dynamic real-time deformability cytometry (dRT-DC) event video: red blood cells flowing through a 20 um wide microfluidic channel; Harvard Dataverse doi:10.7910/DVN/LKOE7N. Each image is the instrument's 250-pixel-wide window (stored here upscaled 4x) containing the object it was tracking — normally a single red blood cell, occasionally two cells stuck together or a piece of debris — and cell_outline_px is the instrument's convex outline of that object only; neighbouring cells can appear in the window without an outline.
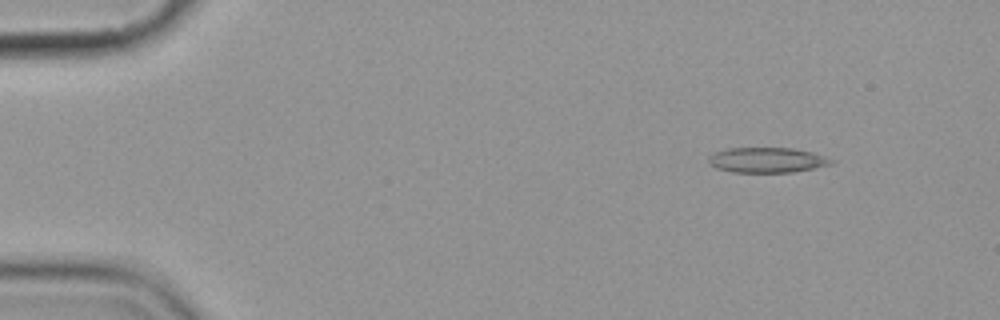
{"species": "common noctule bat (a hibernating species)", "species_latin": "Nyctalus noctula", "temperature_condition": "cold", "stored_images_in_passage": 5, "camera_frame_rate_fps": 3000, "um_per_image_px": 0.085, "animal": {"sex": "female", "body_mass_g": 19.9}, "frame": {"image": 1, "passage_image": 2, "time_ms": 1.333, "image_size_px": [1000, 320], "cell_outline_px": [[836, 160], [832, 164], [792, 172], [732, 172], [716, 168], [708, 160], [712, 152], [728, 148], [792, 148], [812, 152]], "centroid_in_image_um": [65.19, 13.6], "position_along_channel_um": 19.8, "area_um2": 17.92}}
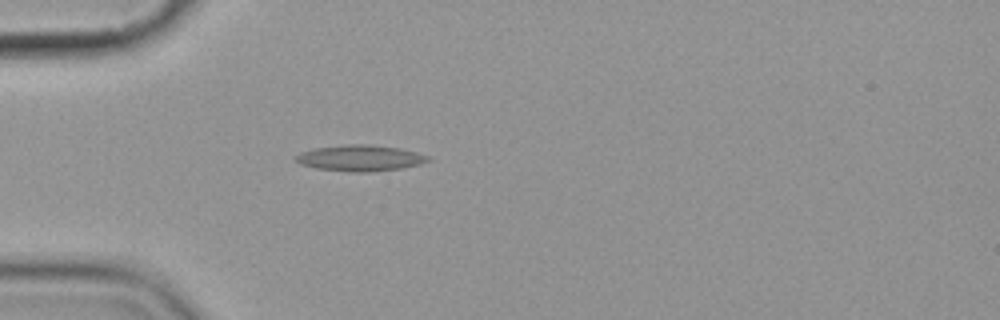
{"frame": {"image": 2, "passage_image": 5, "time_ms": 4.667, "image_size_px": [1000, 320], "cell_outline_px": [[432, 160], [420, 164], [404, 168], [368, 172], [348, 172], [316, 168], [300, 164], [296, 160], [296, 156], [300, 152], [316, 148], [348, 144], [364, 144], [400, 148], [432, 156]], "centroid_in_image_um": [30.67, 13.44], "position_along_channel_um": 54.3, "area_um2": 20.17}}